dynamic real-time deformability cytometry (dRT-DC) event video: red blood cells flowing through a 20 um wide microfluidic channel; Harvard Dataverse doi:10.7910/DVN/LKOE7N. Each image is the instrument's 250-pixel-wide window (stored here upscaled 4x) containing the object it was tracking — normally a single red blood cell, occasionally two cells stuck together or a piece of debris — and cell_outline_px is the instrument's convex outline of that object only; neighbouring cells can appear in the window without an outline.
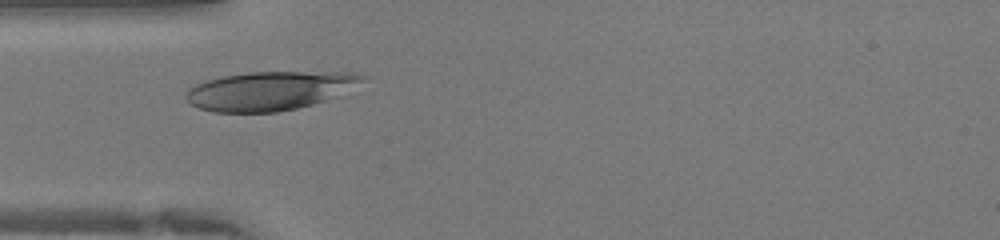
{"species": "human", "species_latin": "Homo sapiens", "temperature_condition": "warm", "stored_images_in_passage": 24, "camera_frame_rate_fps": 3000, "um_per_image_px": 0.085, "donor": {"sex": "female"}, "frame": {"image": 1, "passage_image": 1, "time_ms": 0.0, "image_size_px": [1000, 240], "cell_outline_px": [[368, 76], [336, 96], [312, 104], [296, 108], [276, 112], [212, 112], [200, 108], [192, 104], [184, 96], [188, 88], [196, 84], [208, 80], [224, 76], [248, 72], [360, 72]], "centroid_in_image_um": [22.9, 7.71], "position_along_channel_um": 62.1, "area_um2": 39.48}}
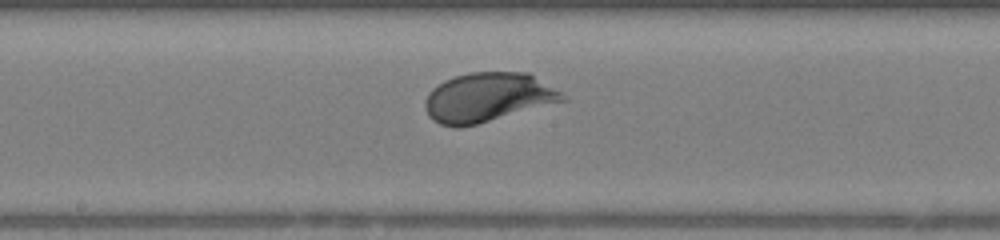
{"frame": {"image": 2, "passage_image": 10, "time_ms": 3.0, "image_size_px": [1000, 240], "cell_outline_px": [[568, 100], [476, 124], [460, 128], [456, 128], [440, 124], [432, 120], [428, 116], [424, 108], [424, 100], [428, 92], [432, 88], [444, 80], [468, 72], [528, 72], [568, 96]], "centroid_in_image_um": [41.44, 8.28], "position_along_channel_um": 206.8, "area_um2": 39.65}}
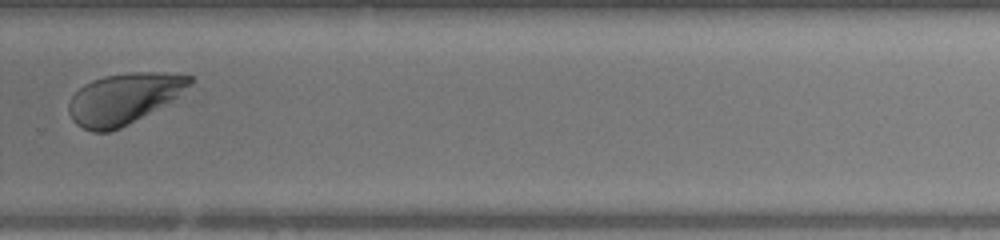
{"frame": {"image": 3, "passage_image": 17, "time_ms": 5.333, "image_size_px": [1000, 240], "cell_outline_px": [[196, 80], [192, 84], [176, 96], [128, 124], [120, 128], [108, 132], [92, 132], [76, 124], [72, 120], [68, 112], [68, 104], [72, 96], [84, 84], [92, 80], [104, 76], [132, 72], [164, 72], [192, 76]], "centroid_in_image_um": [10.49, 8.37], "position_along_channel_um": 319.3, "area_um2": 35.37}}